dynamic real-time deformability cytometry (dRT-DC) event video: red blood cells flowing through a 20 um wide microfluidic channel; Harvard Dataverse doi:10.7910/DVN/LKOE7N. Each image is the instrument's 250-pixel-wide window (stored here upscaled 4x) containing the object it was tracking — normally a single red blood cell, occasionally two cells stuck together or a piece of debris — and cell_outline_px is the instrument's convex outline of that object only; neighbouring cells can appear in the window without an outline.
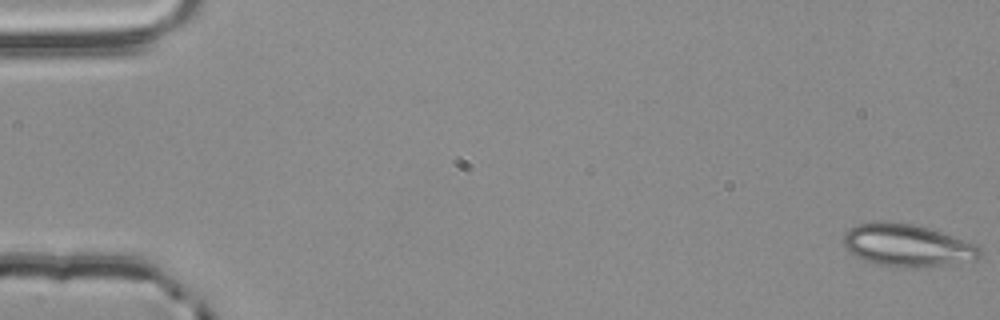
{"species": "common noctule bat (a hibernating species)", "species_latin": "Nyctalus noctula", "temperature_condition": "room temperature", "stored_images_in_passage": 15, "camera_frame_rate_fps": 3000, "um_per_image_px": 0.085, "animal": {"sex": "male", "body_mass_g": 20.4}, "frame": {"image": 1, "passage_image": 1, "time_ms": 0.0, "image_size_px": [1000, 320], "cell_outline_px": [[980, 256], [976, 260], [916, 268], [880, 264], [864, 260], [848, 252], [844, 248], [844, 232], [856, 224], [876, 220], [884, 220], [912, 224], [928, 228], [976, 244], [980, 248]], "centroid_in_image_um": [77.06, 20.83], "position_along_channel_um": 7.9, "area_um2": 33.64}}